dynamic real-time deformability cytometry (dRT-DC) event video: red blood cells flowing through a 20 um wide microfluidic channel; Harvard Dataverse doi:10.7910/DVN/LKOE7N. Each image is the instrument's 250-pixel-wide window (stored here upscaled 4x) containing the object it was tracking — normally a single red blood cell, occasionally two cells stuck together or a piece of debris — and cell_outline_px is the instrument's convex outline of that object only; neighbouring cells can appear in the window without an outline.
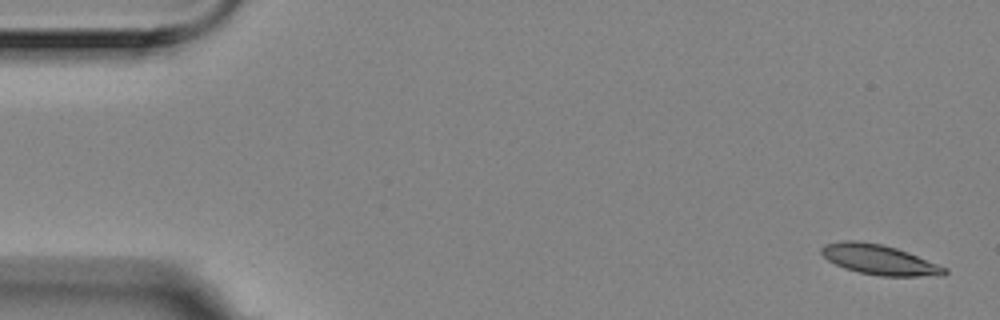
{"species": "Egyptian fruit bat (a non-hibernating species)", "species_latin": "Rousettus aegyptiacus", "temperature_condition": "room temperature", "stored_images_in_passage": 6, "camera_frame_rate_fps": 3000, "um_per_image_px": 0.085, "animal": {"sex": "female"}, "frame": {"image": 1, "passage_image": 1, "time_ms": 0.0, "image_size_px": [1000, 320], "cell_outline_px": [[948, 272], [944, 276], [880, 276], [860, 272], [844, 268], [828, 260], [820, 252], [820, 248], [824, 244], [840, 240], [856, 240], [880, 244], [896, 248], [908, 252], [948, 268]], "centroid_in_image_um": [74.75, 22.07], "position_along_channel_um": 10.3, "area_um2": 21.62}}